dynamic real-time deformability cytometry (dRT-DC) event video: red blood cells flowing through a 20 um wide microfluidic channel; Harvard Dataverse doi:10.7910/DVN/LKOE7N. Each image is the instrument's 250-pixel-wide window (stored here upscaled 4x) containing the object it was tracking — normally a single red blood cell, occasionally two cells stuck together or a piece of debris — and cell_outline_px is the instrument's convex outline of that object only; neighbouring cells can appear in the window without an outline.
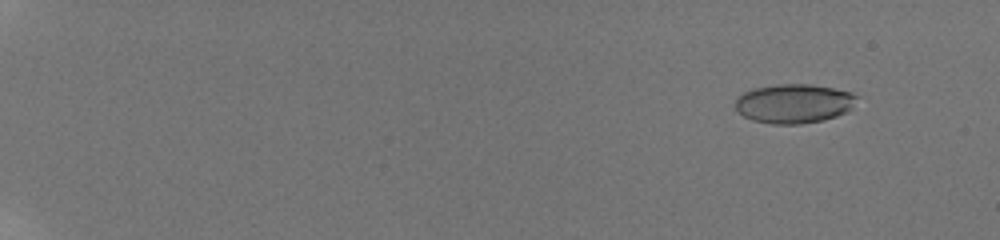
{"species": "human", "species_latin": "Homo sapiens", "temperature_condition": "room temperature", "stored_images_in_passage": 13, "camera_frame_rate_fps": 3000, "um_per_image_px": 0.085, "donor": {"sex": "male"}, "frame": {"image": 1, "passage_image": 4, "time_ms": 2.0, "image_size_px": [1000, 240], "cell_outline_px": [[860, 96], [848, 112], [824, 120], [800, 124], [772, 124], [752, 120], [744, 116], [736, 108], [736, 96], [752, 88], [776, 84], [808, 84], [832, 88], [852, 92]], "centroid_in_image_um": [67.5, 8.8], "position_along_channel_um": 17.5, "area_um2": 27.98}}
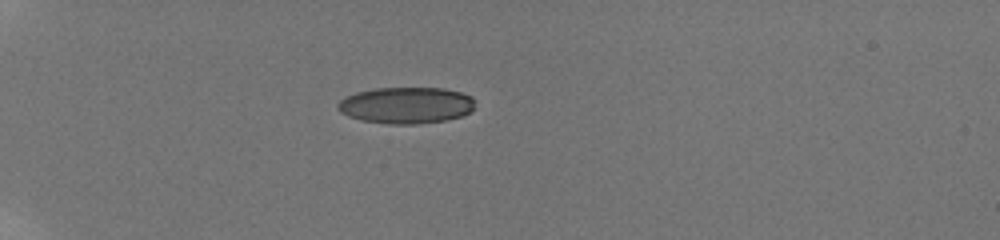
{"frame": {"image": 2, "passage_image": 10, "time_ms": 6.667, "image_size_px": [1000, 240], "cell_outline_px": [[476, 108], [472, 112], [464, 116], [444, 120], [416, 124], [388, 124], [360, 120], [348, 116], [340, 112], [336, 108], [336, 104], [344, 96], [356, 92], [376, 88], [444, 88], [460, 92], [472, 96], [476, 100]], "centroid_in_image_um": [34.55, 8.95], "position_along_channel_um": 50.5, "area_um2": 29.71}}